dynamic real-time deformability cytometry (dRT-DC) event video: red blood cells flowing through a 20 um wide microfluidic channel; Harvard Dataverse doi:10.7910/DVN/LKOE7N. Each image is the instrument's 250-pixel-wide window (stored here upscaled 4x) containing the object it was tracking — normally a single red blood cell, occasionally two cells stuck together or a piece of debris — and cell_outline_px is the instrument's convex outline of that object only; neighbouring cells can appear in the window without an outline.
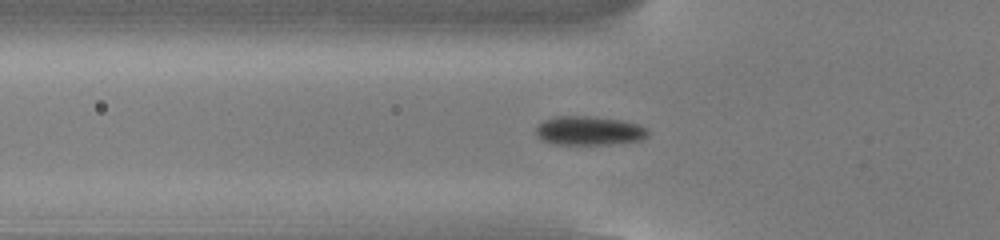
{"species": "common noctule bat (a hibernating species)", "species_latin": "Nyctalus noctula", "temperature_condition": "cold", "stored_images_in_passage": 54, "camera_frame_rate_fps": 3000, "um_per_image_px": 0.085, "animal": {"sex": "male", "body_mass_g": 13.0, "forearm_length_mm": 53.1}, "frame": {"image": 1, "passage_image": 19, "time_ms": 6.0, "image_size_px": [1000, 240], "cell_outline_px": [[648, 136], [640, 140], [608, 144], [548, 144], [540, 140], [536, 136], [536, 128], [544, 120], [556, 116], [588, 116], [620, 120], [640, 124], [648, 128]], "centroid_in_image_um": [50.05, 11.11], "position_along_channel_um": 75.8, "area_um2": 19.02}}
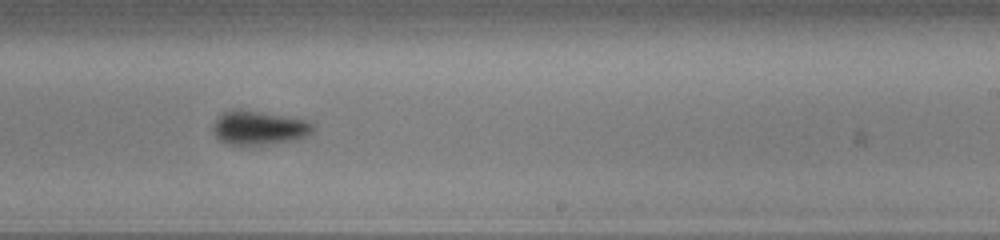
{"frame": {"image": 2, "passage_image": 34, "time_ms": 11.0, "image_size_px": [1000, 240], "cell_outline_px": [[316, 128], [308, 136], [296, 140], [256, 148], [228, 144], [220, 140], [216, 136], [212, 128], [212, 124], [216, 116], [232, 108], [236, 108], [260, 112], [304, 120], [316, 124]], "centroid_in_image_um": [22.0, 10.91], "position_along_channel_um": 267.0, "area_um2": 20.69}}
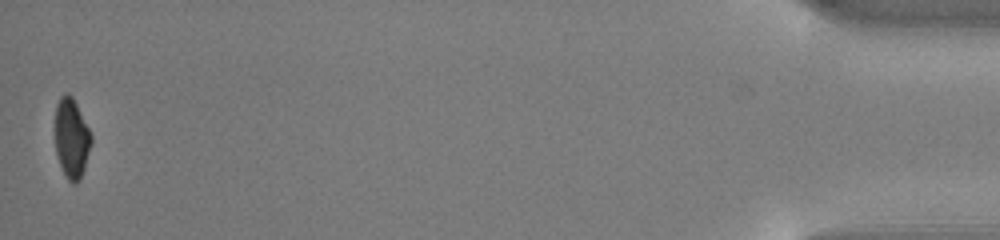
{"frame": {"image": 3, "passage_image": 54, "time_ms": 17.667, "image_size_px": [1000, 240], "cell_outline_px": [[92, 144], [80, 180], [76, 184], [72, 184], [68, 180], [60, 164], [56, 152], [56, 104], [60, 96], [64, 92], [68, 92], [72, 96], [92, 136]], "centroid_in_image_um": [6.09, 11.75], "position_along_channel_um": 429.1, "area_um2": 16.65}, "authors_computed_cell_mechanics": {"area_um2": 18.3804, "velocity_mm_per_s": 3.8278, "shape_relaxation_time_tau1_ms": 2.9279, "shape_relaxation_time_tau2_ms": null, "deformation_change_tau1": 0.1086, "deformation_change_tau2": null}}